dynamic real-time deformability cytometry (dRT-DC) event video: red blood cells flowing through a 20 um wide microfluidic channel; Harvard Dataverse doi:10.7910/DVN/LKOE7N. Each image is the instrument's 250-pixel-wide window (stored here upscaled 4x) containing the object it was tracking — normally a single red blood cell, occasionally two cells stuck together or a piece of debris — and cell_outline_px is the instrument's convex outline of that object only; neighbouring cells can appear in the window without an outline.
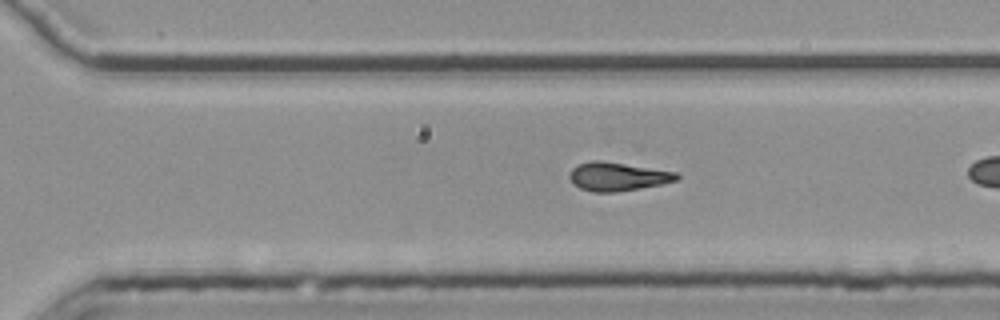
{"species": "common noctule bat (a hibernating species)", "species_latin": "Nyctalus noctula", "temperature_condition": "room temperature", "stored_images_in_passage": 36, "camera_frame_rate_fps": 3000, "um_per_image_px": 0.085, "animal": {"sex": "female", "body_mass_g": 25.1}, "frame": {"image": 1, "passage_image": 31, "time_ms": 10.0, "image_size_px": [1000, 320], "cell_outline_px": [[680, 180], [640, 188], [616, 192], [592, 192], [580, 188], [572, 184], [572, 168], [576, 164], [592, 160], [600, 160], [676, 172], [680, 176]], "centroid_in_image_um": [52.51, 15.01], "position_along_channel_um": 318.1, "area_um2": 17.69}}